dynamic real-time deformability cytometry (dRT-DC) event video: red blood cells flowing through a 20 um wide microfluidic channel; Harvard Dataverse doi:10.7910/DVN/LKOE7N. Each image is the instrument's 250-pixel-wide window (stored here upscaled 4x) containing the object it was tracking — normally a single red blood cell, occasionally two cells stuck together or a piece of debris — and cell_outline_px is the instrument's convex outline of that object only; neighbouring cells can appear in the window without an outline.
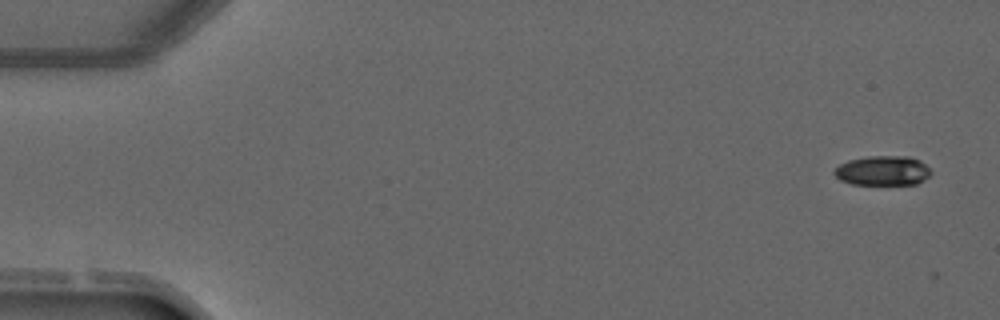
{"species": "common noctule bat (a hibernating species)", "species_latin": "Nyctalus noctula", "temperature_condition": "warm", "stored_images_in_passage": 4, "camera_frame_rate_fps": 3000, "um_per_image_px": 0.085, "animal": {"sex": "male", "forearm_length_mm": 52.5}, "frame": {"image": 1, "passage_image": 1, "time_ms": 0.0, "image_size_px": [1000, 320], "cell_outline_px": [[932, 172], [924, 180], [916, 184], [852, 184], [840, 180], [832, 172], [840, 164], [848, 160], [868, 156], [908, 156], [920, 160]], "centroid_in_image_um": [75.02, 14.5], "position_along_channel_um": 10.0, "area_um2": 16.65}}
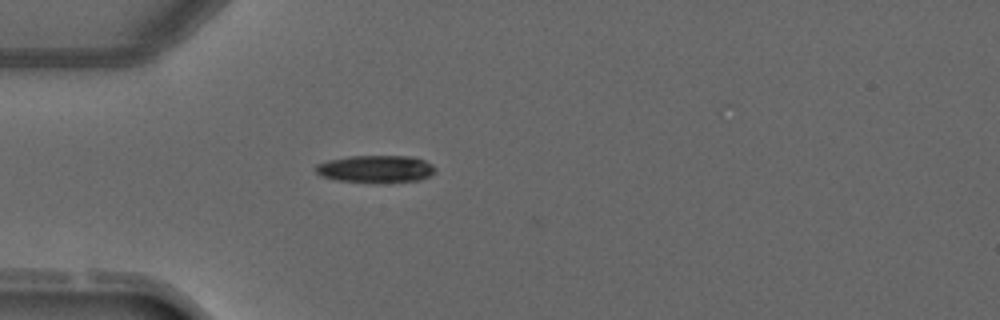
{"frame": {"image": 2, "passage_image": 4, "time_ms": 3.667, "image_size_px": [1000, 320], "cell_outline_px": [[436, 172], [420, 180], [376, 184], [372, 184], [336, 180], [324, 176], [316, 172], [316, 164], [328, 160], [348, 156], [408, 156], [424, 160], [432, 164], [436, 168]], "centroid_in_image_um": [31.96, 14.38], "position_along_channel_um": 53.0, "area_um2": 19.42}}